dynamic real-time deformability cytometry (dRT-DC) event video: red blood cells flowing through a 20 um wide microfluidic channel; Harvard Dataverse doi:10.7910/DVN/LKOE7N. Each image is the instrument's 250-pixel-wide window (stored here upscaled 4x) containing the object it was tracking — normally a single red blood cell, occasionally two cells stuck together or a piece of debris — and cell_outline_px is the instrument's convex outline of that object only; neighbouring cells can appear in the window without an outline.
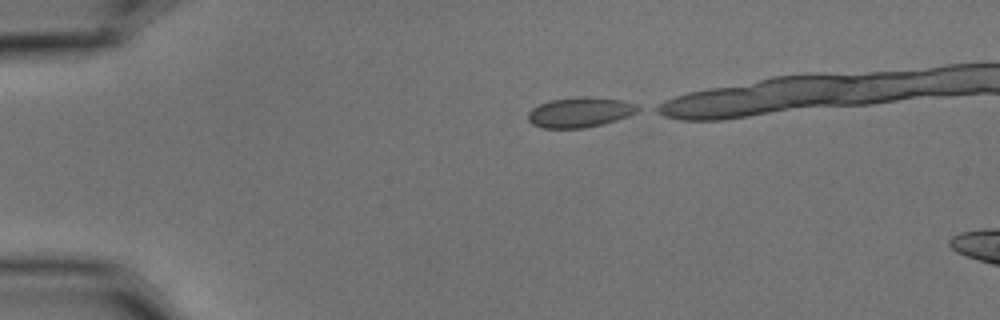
{"species": "common noctule bat (a hibernating species)", "species_latin": "Nyctalus noctula", "temperature_condition": "cold", "stored_images_in_passage": 3, "camera_frame_rate_fps": 3000, "um_per_image_px": 0.085, "animal": {"sex": "male", "body_mass_g": 15.6}, "frame": {"image": 1, "passage_image": 1, "time_ms": 0.0, "image_size_px": [1000, 320], "cell_outline_px": [[644, 108], [628, 116], [604, 124], [584, 128], [540, 128], [532, 124], [528, 120], [528, 112], [532, 108], [548, 100], [576, 96], [588, 96], [620, 100], [636, 104]], "centroid_in_image_um": [49.29, 9.54], "position_along_channel_um": 35.7, "area_um2": 19.54}}